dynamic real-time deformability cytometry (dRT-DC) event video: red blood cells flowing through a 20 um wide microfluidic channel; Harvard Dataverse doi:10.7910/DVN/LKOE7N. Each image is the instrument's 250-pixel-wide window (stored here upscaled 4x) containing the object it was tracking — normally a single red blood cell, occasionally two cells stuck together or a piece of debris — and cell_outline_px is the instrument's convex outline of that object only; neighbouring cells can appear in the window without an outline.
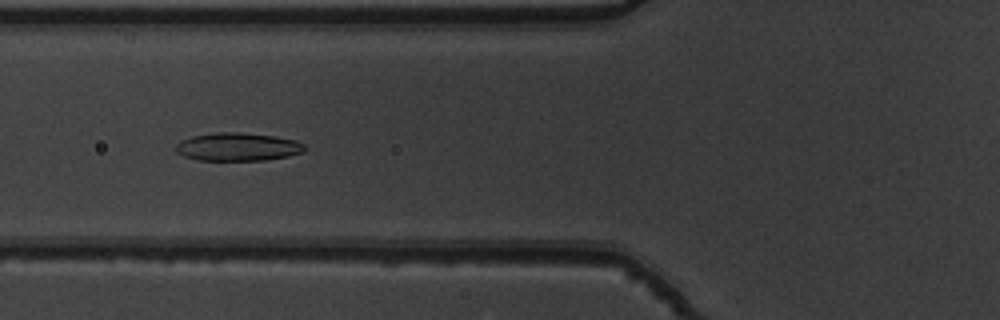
{"species": "common noctule bat (a hibernating species)", "species_latin": "Nyctalus noctula", "temperature_condition": "warm", "stored_images_in_passage": 54, "camera_frame_rate_fps": 3000, "um_per_image_px": 0.085, "animal": {"sex": "male", "body_mass_g": 19.5, "forearm_length_mm": 54.6}, "frame": {"image": 1, "passage_image": 22, "time_ms": 7.0, "image_size_px": [1000, 320], "cell_outline_px": [[308, 148], [304, 152], [288, 156], [264, 160], [196, 160], [184, 156], [176, 152], [176, 144], [180, 140], [192, 136], [220, 132], [240, 132], [276, 136], [296, 140], [304, 144]], "centroid_in_image_um": [20.23, 12.48], "position_along_channel_um": 105.6, "area_um2": 21.27}}
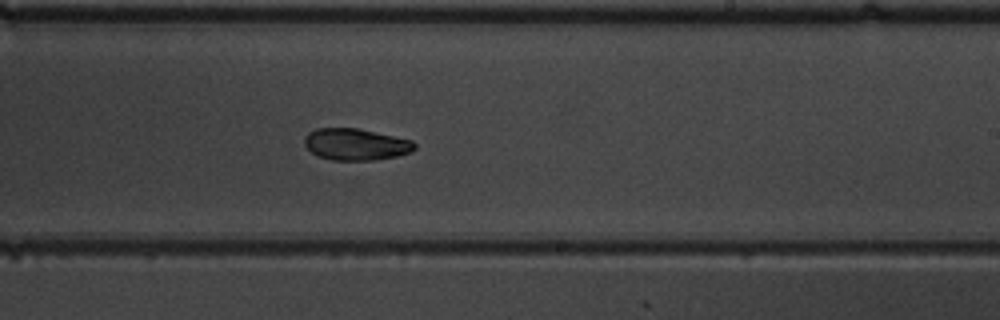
{"frame": {"image": 2, "passage_image": 34, "time_ms": 11.0, "image_size_px": [1000, 320], "cell_outline_px": [[416, 148], [412, 152], [396, 156], [376, 160], [332, 160], [320, 156], [312, 152], [304, 144], [304, 136], [308, 132], [316, 128], [356, 128], [412, 140], [416, 144]], "centroid_in_image_um": [30.24, 12.27], "position_along_channel_um": 258.8, "area_um2": 20.29}}
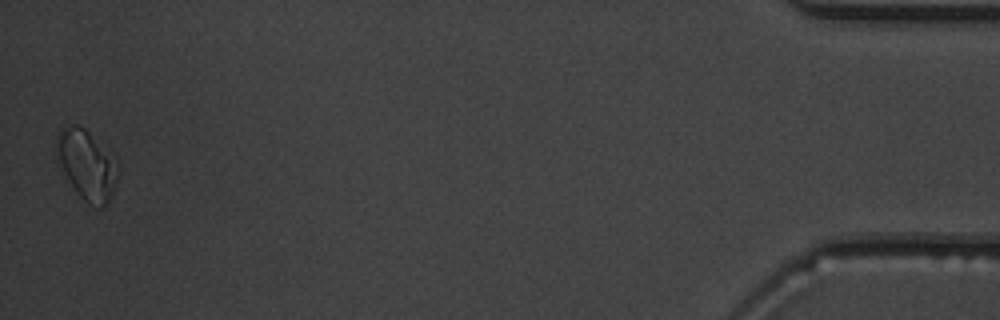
{"frame": {"image": 3, "passage_image": 54, "time_ms": 17.667, "image_size_px": [1000, 320], "cell_outline_px": [[116, 180], [112, 196], [104, 208], [100, 208], [88, 204], [76, 192], [64, 172], [56, 152], [56, 136], [60, 128], [72, 124], [76, 124], [84, 128], [108, 144], [116, 160]], "centroid_in_image_um": [7.41, 13.96], "position_along_channel_um": 427.8, "area_um2": 25.32}, "authors_computed_cell_mechanics": {"area_um2": 20.9236, "velocity_mm_per_s": 3.8363, "shape_relaxation_time_tau1_ms": 2.6552, "shape_relaxation_time_tau2_ms": 3.6704, "deformation_change_tau1": 0.1449, "deformation_change_tau2": 0.0813}}